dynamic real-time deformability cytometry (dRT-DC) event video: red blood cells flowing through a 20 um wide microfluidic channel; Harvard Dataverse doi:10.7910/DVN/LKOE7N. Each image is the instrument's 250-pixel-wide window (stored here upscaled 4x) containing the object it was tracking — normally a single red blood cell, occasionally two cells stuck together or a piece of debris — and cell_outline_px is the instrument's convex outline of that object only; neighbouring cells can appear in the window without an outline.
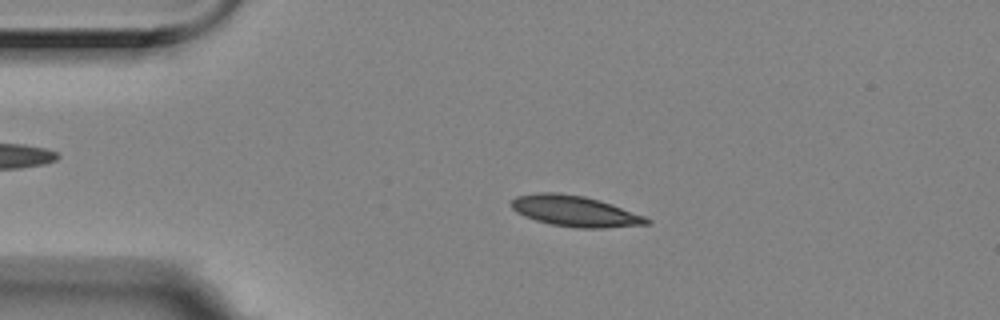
{"species": "Egyptian fruit bat (a non-hibernating species)", "species_latin": "Rousettus aegyptiacus", "temperature_condition": "room temperature", "stored_images_in_passage": 31, "camera_frame_rate_fps": 3000, "um_per_image_px": 0.085, "animal": {"sex": "female"}, "frame": {"image": 1, "passage_image": 11, "time_ms": 3.333, "image_size_px": [1000, 320], "cell_outline_px": [[652, 224], [604, 228], [576, 228], [552, 224], [536, 220], [524, 216], [516, 212], [512, 208], [512, 200], [516, 196], [536, 192], [556, 192], [584, 196], [612, 204], [644, 216], [652, 220]], "centroid_in_image_um": [48.88, 17.95], "position_along_channel_um": 36.1, "area_um2": 24.33}}
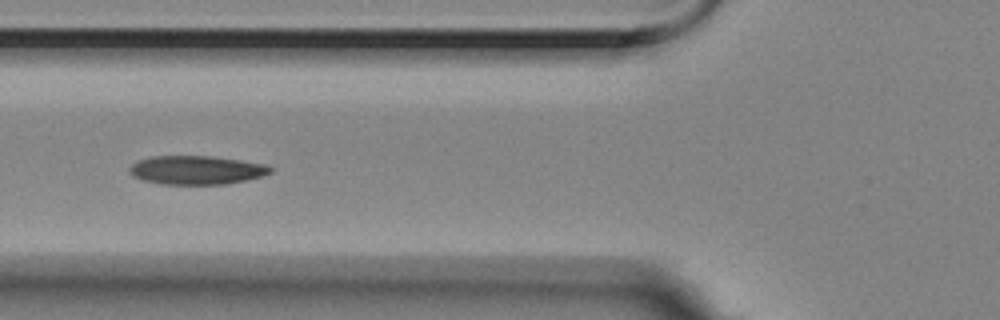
{"frame": {"image": 2, "passage_image": 20, "time_ms": 6.333, "image_size_px": [1000, 320], "cell_outline_px": [[272, 172], [264, 176], [248, 180], [224, 184], [160, 184], [144, 180], [132, 176], [128, 172], [128, 168], [132, 164], [140, 160], [152, 156], [212, 156], [268, 164], [272, 168]], "centroid_in_image_um": [16.73, 14.45], "position_along_channel_um": 109.1, "area_um2": 23.76}}
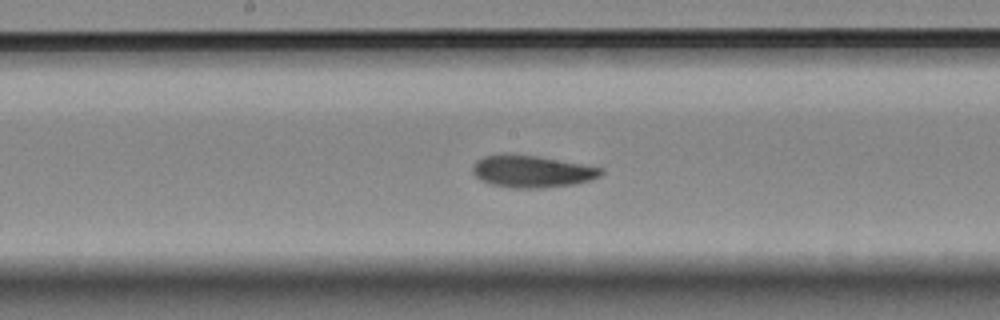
{"frame": {"image": 3, "passage_image": 28, "time_ms": 9.0, "image_size_px": [1000, 320], "cell_outline_px": [[604, 172], [600, 176], [576, 184], [544, 188], [508, 188], [492, 184], [480, 180], [472, 172], [472, 164], [476, 160], [484, 156], [500, 152], [508, 152], [540, 156], [604, 168]], "centroid_in_image_um": [45.17, 14.54], "position_along_channel_um": 203.0, "area_um2": 24.68}}